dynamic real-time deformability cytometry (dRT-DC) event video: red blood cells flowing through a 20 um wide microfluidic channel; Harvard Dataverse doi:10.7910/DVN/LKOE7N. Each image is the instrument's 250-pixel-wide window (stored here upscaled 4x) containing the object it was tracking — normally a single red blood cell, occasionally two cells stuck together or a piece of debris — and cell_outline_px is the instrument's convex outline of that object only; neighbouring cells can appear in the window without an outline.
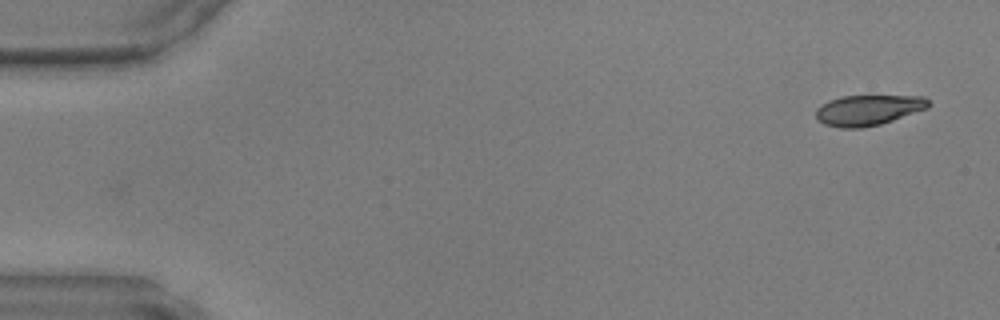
{"species": "common noctule bat (a hibernating species)", "species_latin": "Nyctalus noctula", "temperature_condition": "warm", "stored_images_in_passage": 46, "camera_frame_rate_fps": 3000, "um_per_image_px": 0.085, "animal": {"sex": "male", "body_mass_g": 17.9, "forearm_length_mm": 54.2}, "frame": {"image": 1, "passage_image": 1, "time_ms": 0.0, "image_size_px": [1000, 320], "cell_outline_px": [[932, 104], [928, 108], [880, 124], [860, 128], [840, 128], [824, 124], [816, 120], [816, 108], [820, 104], [844, 96], [924, 96]], "centroid_in_image_um": [73.79, 9.36], "position_along_channel_um": 11.2, "area_um2": 19.94}}
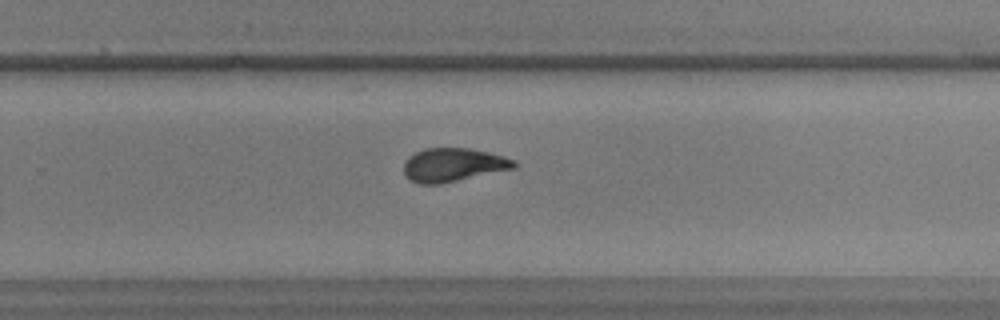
{"frame": {"image": 2, "passage_image": 30, "time_ms": 9.667, "image_size_px": [1000, 320], "cell_outline_px": [[516, 168], [440, 184], [420, 184], [404, 176], [404, 164], [408, 156], [424, 148], [468, 148], [488, 152], [504, 156], [516, 160]], "centroid_in_image_um": [38.52, 14.01], "position_along_channel_um": 291.3, "area_um2": 21.62}}
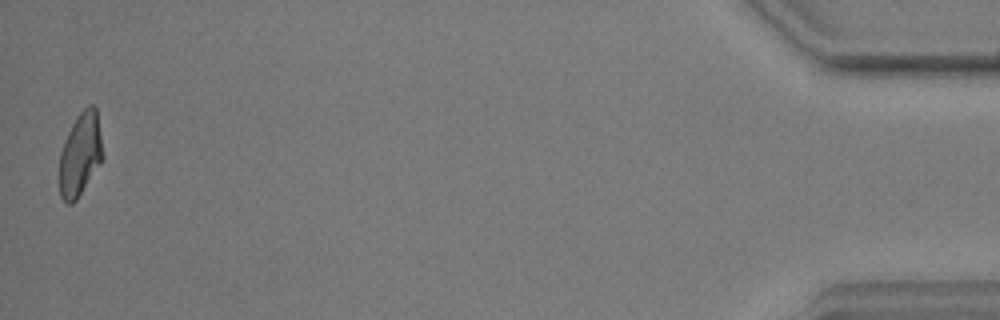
{"frame": {"image": 3, "passage_image": 46, "time_ms": 15.0, "image_size_px": [1000, 320], "cell_outline_px": [[104, 160], [76, 200], [72, 204], [68, 204], [60, 196], [60, 152], [64, 140], [76, 116], [88, 104], [92, 104], [96, 108], [104, 156]], "centroid_in_image_um": [6.84, 13.12], "position_along_channel_um": 428.4, "area_um2": 21.15}}